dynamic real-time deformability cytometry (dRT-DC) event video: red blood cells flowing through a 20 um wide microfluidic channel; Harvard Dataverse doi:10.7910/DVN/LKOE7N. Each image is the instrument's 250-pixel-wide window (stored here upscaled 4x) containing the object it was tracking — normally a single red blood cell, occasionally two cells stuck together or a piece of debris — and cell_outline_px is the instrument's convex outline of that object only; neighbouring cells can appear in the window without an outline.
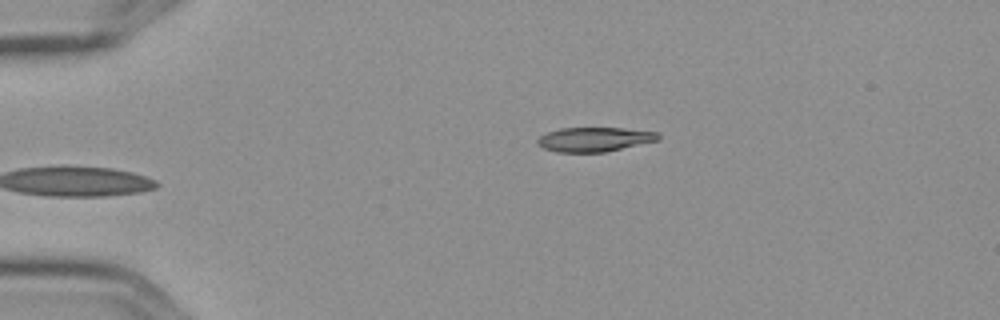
{"species": "Egyptian fruit bat (a non-hibernating species)", "species_latin": "Rousettus aegyptiacus", "temperature_condition": "cold", "stored_images_in_passage": 4, "camera_frame_rate_fps": 3000, "um_per_image_px": 0.085, "frame": {"image": 1, "passage_image": 4, "time_ms": 1.0, "image_size_px": [1000, 320], "cell_outline_px": [[660, 140], [604, 152], [556, 152], [544, 148], [536, 144], [536, 140], [540, 136], [548, 132], [560, 128], [624, 128], [656, 132], [660, 136]], "centroid_in_image_um": [50.51, 11.85], "position_along_channel_um": 34.5, "area_um2": 17.11}}